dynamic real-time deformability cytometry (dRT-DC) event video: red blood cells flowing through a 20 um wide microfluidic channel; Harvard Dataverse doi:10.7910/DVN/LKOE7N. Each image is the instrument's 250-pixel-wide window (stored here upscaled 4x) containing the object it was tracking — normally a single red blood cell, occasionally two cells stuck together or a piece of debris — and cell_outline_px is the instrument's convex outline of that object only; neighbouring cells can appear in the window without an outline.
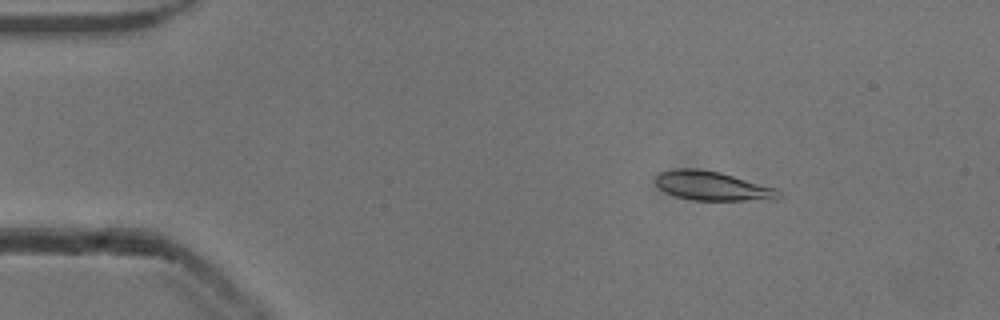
{"species": "common noctule bat (a hibernating species)", "species_latin": "Nyctalus noctula", "temperature_condition": "cold", "stored_images_in_passage": 53, "camera_frame_rate_fps": 3000, "um_per_image_px": 0.085, "animal": {"sex": "male", "body_mass_g": 13.3}, "frame": {"image": 1, "passage_image": 8, "time_ms": 2.333, "image_size_px": [1000, 320], "cell_outline_px": [[780, 196], [776, 200], [696, 200], [676, 196], [660, 188], [656, 184], [656, 176], [660, 172], [676, 168], [696, 168], [720, 172], [776, 188], [780, 192]], "centroid_in_image_um": [60.58, 15.8], "position_along_channel_um": 24.4, "area_um2": 20.75}}
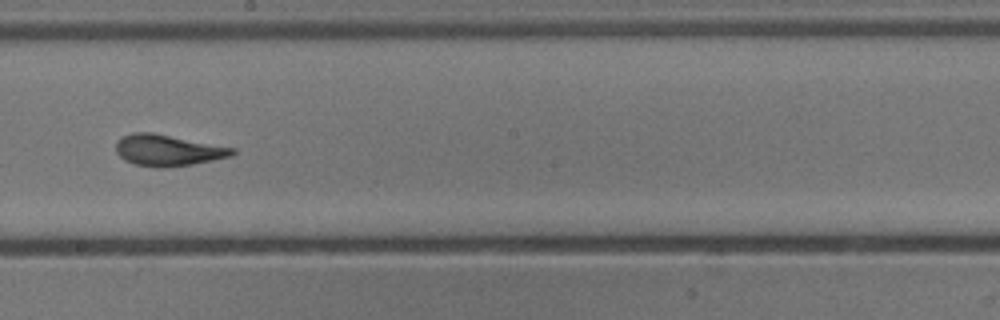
{"frame": {"image": 2, "passage_image": 30, "time_ms": 9.667, "image_size_px": [1000, 320], "cell_outline_px": [[236, 152], [232, 156], [192, 164], [164, 168], [156, 168], [136, 164], [124, 160], [116, 152], [116, 140], [132, 132], [152, 132], [236, 148]], "centroid_in_image_um": [14.26, 12.77], "position_along_channel_um": 233.9, "area_um2": 21.27}}
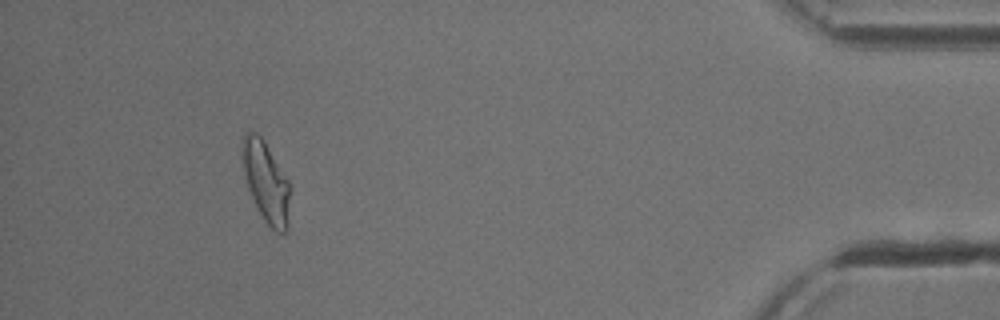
{"frame": {"image": 3, "passage_image": 49, "time_ms": 16.0, "image_size_px": [1000, 320], "cell_outline_px": [[292, 188], [288, 232], [276, 232], [264, 220], [248, 188], [244, 172], [240, 148], [244, 132], [248, 128], [256, 132], [264, 140], [288, 180]], "centroid_in_image_um": [22.63, 15.43], "position_along_channel_um": 412.6, "area_um2": 22.95}, "authors_computed_cell_mechanics": {"area_um2": 20.808, "velocity_mm_per_s": 3.8486, "shape_relaxation_time_tau1_ms": 5.7827, "shape_relaxation_time_tau2_ms": 1.1629, "deformation_change_tau1": 0.1708, "deformation_change_tau2": 0.076}}